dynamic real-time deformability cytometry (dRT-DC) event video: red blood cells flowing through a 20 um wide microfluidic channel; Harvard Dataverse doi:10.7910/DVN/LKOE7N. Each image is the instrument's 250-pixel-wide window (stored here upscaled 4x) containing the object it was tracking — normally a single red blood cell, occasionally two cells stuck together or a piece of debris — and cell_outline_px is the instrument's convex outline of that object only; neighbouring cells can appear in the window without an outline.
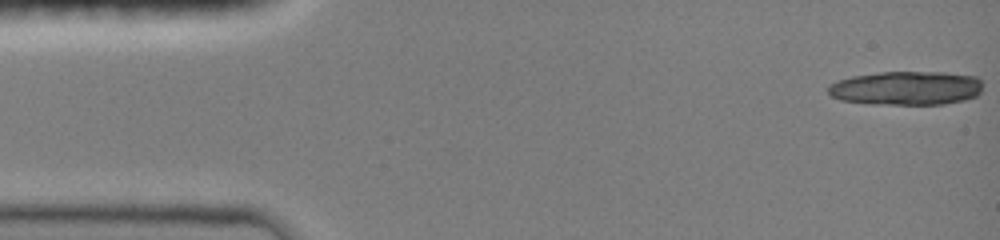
{"species": "common noctule bat (a hibernating species)", "species_latin": "Nyctalus noctula", "temperature_condition": "room temperature", "stored_images_in_passage": 14, "camera_frame_rate_fps": 3000, "um_per_image_px": 0.085, "animal": {"sex": "female", "body_mass_g": 19.0, "forearm_length_mm": 51.5}, "frame": {"image": 1, "passage_image": 1, "time_ms": 0.0, "image_size_px": [1000, 240], "cell_outline_px": [[980, 92], [976, 96], [964, 100], [944, 104], [876, 104], [840, 100], [832, 96], [828, 92], [828, 84], [852, 76], [880, 72], [944, 72], [976, 76], [980, 80]], "centroid_in_image_um": [77.03, 7.48], "position_along_channel_um": 8.0, "area_um2": 30.46}}